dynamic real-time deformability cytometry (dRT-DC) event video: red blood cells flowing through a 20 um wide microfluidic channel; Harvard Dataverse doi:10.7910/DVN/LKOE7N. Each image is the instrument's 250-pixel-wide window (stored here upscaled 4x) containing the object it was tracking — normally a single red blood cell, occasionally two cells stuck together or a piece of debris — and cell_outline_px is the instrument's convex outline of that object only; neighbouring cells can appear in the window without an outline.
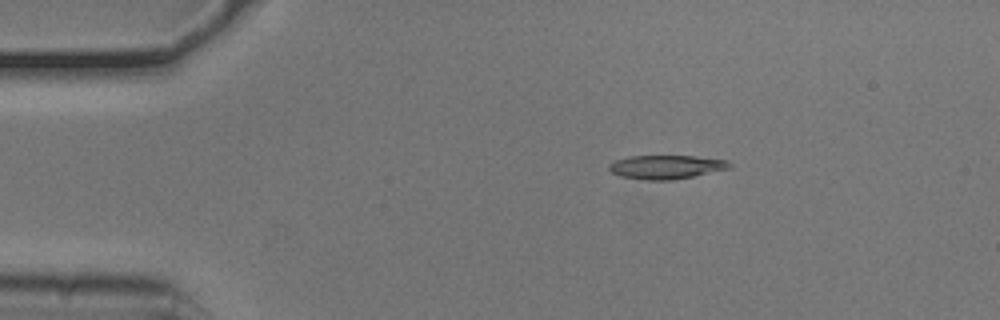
{"species": "common noctule bat (a hibernating species)", "species_latin": "Nyctalus noctula", "temperature_condition": "cold", "stored_images_in_passage": 53, "camera_frame_rate_fps": 3000, "um_per_image_px": 0.085, "animal": {"sex": "male", "body_mass_g": 20.5, "forearm_length_mm": 52.5}, "frame": {"image": 1, "passage_image": 9, "time_ms": 2.667, "image_size_px": [1000, 320], "cell_outline_px": [[732, 168], [672, 180], [648, 180], [620, 176], [612, 172], [608, 168], [608, 164], [616, 160], [628, 156], [696, 156], [728, 160], [732, 164]], "centroid_in_image_um": [56.65, 14.18], "position_along_channel_um": 28.4, "area_um2": 16.7}}
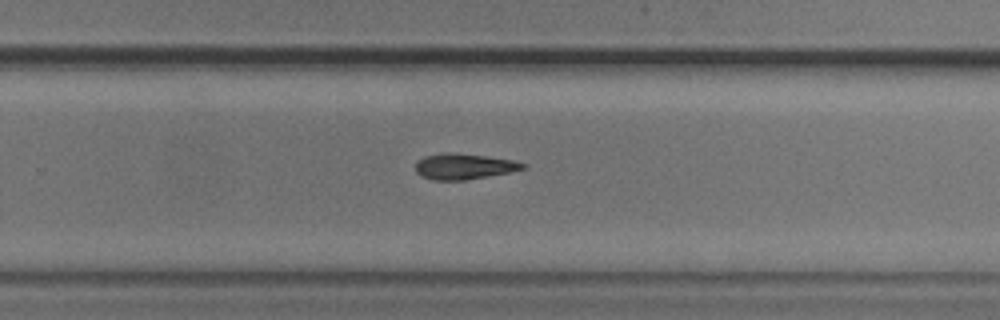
{"frame": {"image": 2, "passage_image": 34, "time_ms": 11.0, "image_size_px": [1000, 320], "cell_outline_px": [[528, 168], [508, 172], [464, 180], [432, 180], [420, 176], [416, 172], [416, 160], [424, 156], [444, 152], [456, 152], [512, 160], [528, 164]], "centroid_in_image_um": [39.4, 14.13], "position_along_channel_um": 290.4, "area_um2": 16.18}}
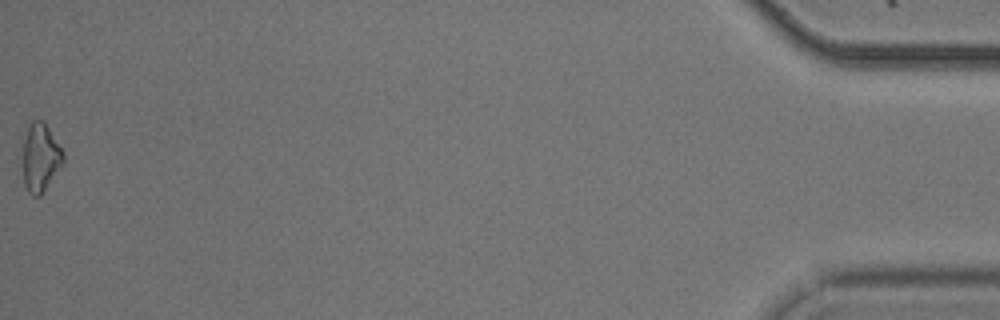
{"frame": {"image": 3, "passage_image": 53, "time_ms": 17.333, "image_size_px": [1000, 320], "cell_outline_px": [[64, 164], [40, 196], [32, 196], [28, 192], [24, 184], [20, 136], [32, 120], [44, 120], [64, 152]], "centroid_in_image_um": [3.39, 13.34], "position_along_channel_um": 431.8, "area_um2": 17.05}}